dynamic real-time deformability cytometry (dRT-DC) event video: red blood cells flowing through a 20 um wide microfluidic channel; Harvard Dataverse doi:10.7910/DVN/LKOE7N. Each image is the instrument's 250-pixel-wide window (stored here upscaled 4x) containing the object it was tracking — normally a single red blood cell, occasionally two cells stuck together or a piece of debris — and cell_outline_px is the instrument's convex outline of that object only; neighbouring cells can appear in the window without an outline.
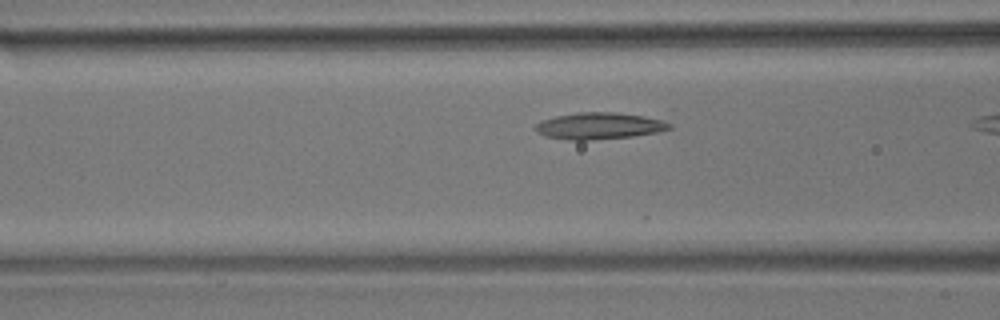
{"species": "common noctule bat (a hibernating species)", "species_latin": "Nyctalus noctula", "temperature_condition": "room temperature", "stored_images_in_passage": 11, "camera_frame_rate_fps": 3000, "um_per_image_px": 0.085, "animal": {"sex": "male", "body_mass_g": 17.9}, "frame": {"image": 1, "passage_image": 10, "time_ms": 3.0, "image_size_px": [1000, 320], "cell_outline_px": [[672, 128], [656, 132], [632, 136], [592, 140], [568, 140], [544, 136], [536, 132], [532, 128], [540, 120], [556, 116], [576, 112], [616, 112], [668, 116], [672, 124]], "centroid_in_image_um": [51.07, 10.67], "position_along_channel_um": 115.5, "area_um2": 21.91}}